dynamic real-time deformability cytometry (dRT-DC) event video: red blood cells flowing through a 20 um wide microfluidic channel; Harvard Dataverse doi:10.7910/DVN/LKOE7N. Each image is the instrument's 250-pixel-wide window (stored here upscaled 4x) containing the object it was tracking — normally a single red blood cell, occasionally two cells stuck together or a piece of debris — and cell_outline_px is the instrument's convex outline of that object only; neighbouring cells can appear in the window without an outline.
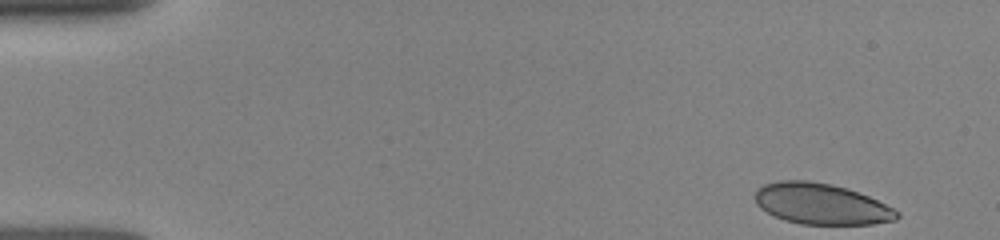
{"species": "human", "species_latin": "Homo sapiens", "temperature_condition": "room temperature", "stored_images_in_passage": 6, "camera_frame_rate_fps": 3000, "um_per_image_px": 0.085, "donor": {"sex": "female"}, "frame": {"image": 1, "passage_image": 1, "time_ms": 0.0, "image_size_px": [1000, 240], "cell_outline_px": [[900, 216], [896, 220], [872, 224], [800, 224], [784, 220], [760, 208], [756, 204], [752, 196], [756, 188], [764, 184], [780, 180], [808, 180], [832, 184], [848, 188], [868, 196], [900, 212]], "centroid_in_image_um": [69.76, 17.32], "position_along_channel_um": 15.2, "area_um2": 34.1}}
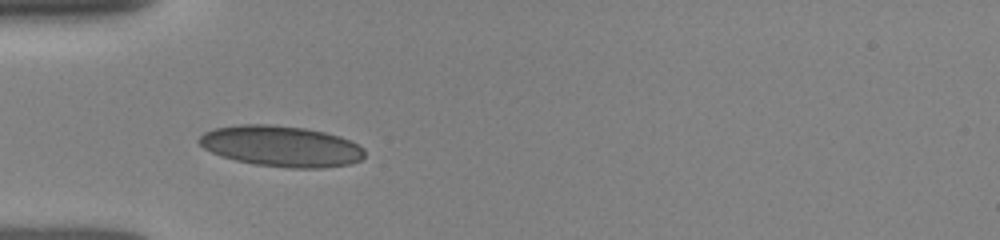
{"frame": {"image": 2, "passage_image": 5, "time_ms": 4.0, "image_size_px": [1000, 240], "cell_outline_px": [[364, 156], [360, 160], [352, 164], [324, 168], [288, 168], [256, 164], [236, 160], [220, 156], [204, 148], [196, 140], [204, 132], [212, 128], [236, 124], [272, 124], [304, 128], [324, 132], [340, 136], [352, 140], [364, 148]], "centroid_in_image_um": [23.9, 12.42], "position_along_channel_um": 61.1, "area_um2": 39.82}}
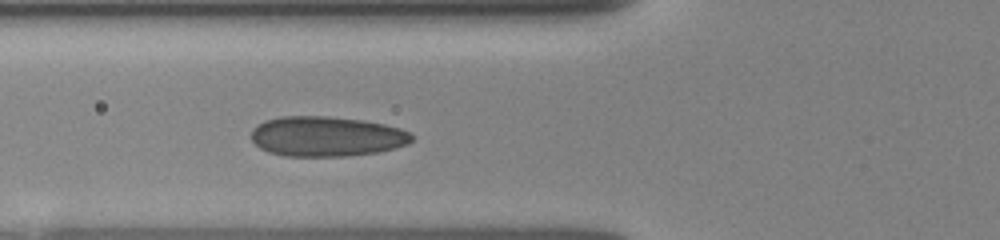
{"frame": {"image": 3, "passage_image": 6, "time_ms": 5.0, "image_size_px": [1000, 240], "cell_outline_px": [[412, 140], [408, 144], [396, 148], [376, 152], [348, 156], [284, 156], [268, 152], [260, 148], [252, 140], [252, 128], [256, 124], [264, 120], [280, 116], [328, 116], [360, 120], [384, 124], [400, 128], [408, 132], [412, 136]], "centroid_in_image_um": [27.72, 11.59], "position_along_channel_um": 98.1, "area_um2": 37.57}}